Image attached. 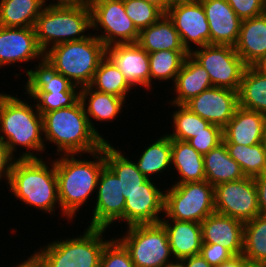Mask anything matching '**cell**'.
Masks as SVG:
<instances>
[{
  "mask_svg": "<svg viewBox=\"0 0 266 267\" xmlns=\"http://www.w3.org/2000/svg\"><path fill=\"white\" fill-rule=\"evenodd\" d=\"M83 155L64 154L58 155V158L54 157L62 220L65 217L69 224L76 220V214L82 211L87 203L93 204L98 178L106 165L104 145L97 151ZM92 197L93 200L89 201Z\"/></svg>",
  "mask_w": 266,
  "mask_h": 267,
  "instance_id": "1",
  "label": "cell"
},
{
  "mask_svg": "<svg viewBox=\"0 0 266 267\" xmlns=\"http://www.w3.org/2000/svg\"><path fill=\"white\" fill-rule=\"evenodd\" d=\"M30 99L6 93L0 101V139L16 159L45 154L42 115ZM18 150L22 152L17 155Z\"/></svg>",
  "mask_w": 266,
  "mask_h": 267,
  "instance_id": "2",
  "label": "cell"
},
{
  "mask_svg": "<svg viewBox=\"0 0 266 267\" xmlns=\"http://www.w3.org/2000/svg\"><path fill=\"white\" fill-rule=\"evenodd\" d=\"M44 158L16 159L13 163L7 188L11 195L26 207L35 208L51 217L61 205L58 198V181L52 153ZM50 158V159H49ZM53 215V216H52Z\"/></svg>",
  "mask_w": 266,
  "mask_h": 267,
  "instance_id": "3",
  "label": "cell"
},
{
  "mask_svg": "<svg viewBox=\"0 0 266 267\" xmlns=\"http://www.w3.org/2000/svg\"><path fill=\"white\" fill-rule=\"evenodd\" d=\"M45 155L47 144L57 148L53 155L87 154L106 143L90 126L81 100L71 107L42 114Z\"/></svg>",
  "mask_w": 266,
  "mask_h": 267,
  "instance_id": "4",
  "label": "cell"
},
{
  "mask_svg": "<svg viewBox=\"0 0 266 267\" xmlns=\"http://www.w3.org/2000/svg\"><path fill=\"white\" fill-rule=\"evenodd\" d=\"M83 230L76 237L52 239L31 254L40 267H100L103 248L113 238L106 235L110 230L88 226Z\"/></svg>",
  "mask_w": 266,
  "mask_h": 267,
  "instance_id": "5",
  "label": "cell"
},
{
  "mask_svg": "<svg viewBox=\"0 0 266 267\" xmlns=\"http://www.w3.org/2000/svg\"><path fill=\"white\" fill-rule=\"evenodd\" d=\"M34 29L37 43L43 52L60 43L83 40L92 33L90 7L46 4Z\"/></svg>",
  "mask_w": 266,
  "mask_h": 267,
  "instance_id": "6",
  "label": "cell"
},
{
  "mask_svg": "<svg viewBox=\"0 0 266 267\" xmlns=\"http://www.w3.org/2000/svg\"><path fill=\"white\" fill-rule=\"evenodd\" d=\"M106 56V46L93 34L83 40L57 44L44 57L75 86H89L99 63Z\"/></svg>",
  "mask_w": 266,
  "mask_h": 267,
  "instance_id": "7",
  "label": "cell"
},
{
  "mask_svg": "<svg viewBox=\"0 0 266 267\" xmlns=\"http://www.w3.org/2000/svg\"><path fill=\"white\" fill-rule=\"evenodd\" d=\"M125 228L121 235L115 237L129 251L135 267H162L174 260L167 232L161 222Z\"/></svg>",
  "mask_w": 266,
  "mask_h": 267,
  "instance_id": "8",
  "label": "cell"
},
{
  "mask_svg": "<svg viewBox=\"0 0 266 267\" xmlns=\"http://www.w3.org/2000/svg\"><path fill=\"white\" fill-rule=\"evenodd\" d=\"M166 188L162 219L201 223L215 212L214 186L206 180L170 184Z\"/></svg>",
  "mask_w": 266,
  "mask_h": 267,
  "instance_id": "9",
  "label": "cell"
},
{
  "mask_svg": "<svg viewBox=\"0 0 266 267\" xmlns=\"http://www.w3.org/2000/svg\"><path fill=\"white\" fill-rule=\"evenodd\" d=\"M89 7L91 31L106 47L137 43L140 31L125 13L123 0H90Z\"/></svg>",
  "mask_w": 266,
  "mask_h": 267,
  "instance_id": "10",
  "label": "cell"
},
{
  "mask_svg": "<svg viewBox=\"0 0 266 267\" xmlns=\"http://www.w3.org/2000/svg\"><path fill=\"white\" fill-rule=\"evenodd\" d=\"M189 55L209 74L212 86L238 91L247 67L230 45H206L193 49Z\"/></svg>",
  "mask_w": 266,
  "mask_h": 267,
  "instance_id": "11",
  "label": "cell"
},
{
  "mask_svg": "<svg viewBox=\"0 0 266 267\" xmlns=\"http://www.w3.org/2000/svg\"><path fill=\"white\" fill-rule=\"evenodd\" d=\"M215 212L247 222L260 214L255 181L251 177L214 186Z\"/></svg>",
  "mask_w": 266,
  "mask_h": 267,
  "instance_id": "12",
  "label": "cell"
},
{
  "mask_svg": "<svg viewBox=\"0 0 266 267\" xmlns=\"http://www.w3.org/2000/svg\"><path fill=\"white\" fill-rule=\"evenodd\" d=\"M94 196L88 227L112 229V225L124 223L125 197L121 193L120 180L107 165L100 172Z\"/></svg>",
  "mask_w": 266,
  "mask_h": 267,
  "instance_id": "13",
  "label": "cell"
},
{
  "mask_svg": "<svg viewBox=\"0 0 266 267\" xmlns=\"http://www.w3.org/2000/svg\"><path fill=\"white\" fill-rule=\"evenodd\" d=\"M160 185V186H159ZM164 183L147 179L139 189L125 199L124 224L126 227L139 224L159 223L164 215Z\"/></svg>",
  "mask_w": 266,
  "mask_h": 267,
  "instance_id": "14",
  "label": "cell"
},
{
  "mask_svg": "<svg viewBox=\"0 0 266 267\" xmlns=\"http://www.w3.org/2000/svg\"><path fill=\"white\" fill-rule=\"evenodd\" d=\"M166 14L189 53L195 48L210 45L209 24L201 2L171 6Z\"/></svg>",
  "mask_w": 266,
  "mask_h": 267,
  "instance_id": "15",
  "label": "cell"
},
{
  "mask_svg": "<svg viewBox=\"0 0 266 267\" xmlns=\"http://www.w3.org/2000/svg\"><path fill=\"white\" fill-rule=\"evenodd\" d=\"M43 57L44 52L37 43L34 27L0 26V69L38 62Z\"/></svg>",
  "mask_w": 266,
  "mask_h": 267,
  "instance_id": "16",
  "label": "cell"
},
{
  "mask_svg": "<svg viewBox=\"0 0 266 267\" xmlns=\"http://www.w3.org/2000/svg\"><path fill=\"white\" fill-rule=\"evenodd\" d=\"M185 106L210 124L223 129L238 107V91L213 86L192 98Z\"/></svg>",
  "mask_w": 266,
  "mask_h": 267,
  "instance_id": "17",
  "label": "cell"
},
{
  "mask_svg": "<svg viewBox=\"0 0 266 267\" xmlns=\"http://www.w3.org/2000/svg\"><path fill=\"white\" fill-rule=\"evenodd\" d=\"M106 56L135 90H150L149 53L138 43L110 45L106 47Z\"/></svg>",
  "mask_w": 266,
  "mask_h": 267,
  "instance_id": "18",
  "label": "cell"
},
{
  "mask_svg": "<svg viewBox=\"0 0 266 267\" xmlns=\"http://www.w3.org/2000/svg\"><path fill=\"white\" fill-rule=\"evenodd\" d=\"M210 29V45L235 46L242 20L226 0H202Z\"/></svg>",
  "mask_w": 266,
  "mask_h": 267,
  "instance_id": "19",
  "label": "cell"
},
{
  "mask_svg": "<svg viewBox=\"0 0 266 267\" xmlns=\"http://www.w3.org/2000/svg\"><path fill=\"white\" fill-rule=\"evenodd\" d=\"M222 135L225 144L251 146L262 143L266 135V116L238 106L222 129Z\"/></svg>",
  "mask_w": 266,
  "mask_h": 267,
  "instance_id": "20",
  "label": "cell"
},
{
  "mask_svg": "<svg viewBox=\"0 0 266 267\" xmlns=\"http://www.w3.org/2000/svg\"><path fill=\"white\" fill-rule=\"evenodd\" d=\"M202 242L221 244L234 256L243 253L244 222L230 216L212 213L201 222Z\"/></svg>",
  "mask_w": 266,
  "mask_h": 267,
  "instance_id": "21",
  "label": "cell"
},
{
  "mask_svg": "<svg viewBox=\"0 0 266 267\" xmlns=\"http://www.w3.org/2000/svg\"><path fill=\"white\" fill-rule=\"evenodd\" d=\"M80 100L83 104L85 114L88 117L91 128L105 141L111 142V140L104 137V133L100 134V131L95 122L107 124V122L113 123L117 117L122 115L125 111L127 102L118 96L99 92L90 86L82 87L80 90ZM124 107V108H123ZM124 110V111H122ZM94 120V121H93ZM93 121V122H92ZM113 121V122H111ZM96 126V127H95ZM98 129V130H97Z\"/></svg>",
  "mask_w": 266,
  "mask_h": 267,
  "instance_id": "22",
  "label": "cell"
},
{
  "mask_svg": "<svg viewBox=\"0 0 266 267\" xmlns=\"http://www.w3.org/2000/svg\"><path fill=\"white\" fill-rule=\"evenodd\" d=\"M213 87L208 72L188 55L169 91L174 95L167 104L185 105L192 98ZM171 99V100H170Z\"/></svg>",
  "mask_w": 266,
  "mask_h": 267,
  "instance_id": "23",
  "label": "cell"
},
{
  "mask_svg": "<svg viewBox=\"0 0 266 267\" xmlns=\"http://www.w3.org/2000/svg\"><path fill=\"white\" fill-rule=\"evenodd\" d=\"M167 232L170 250L174 260L199 255L202 246L201 223L161 219Z\"/></svg>",
  "mask_w": 266,
  "mask_h": 267,
  "instance_id": "24",
  "label": "cell"
},
{
  "mask_svg": "<svg viewBox=\"0 0 266 267\" xmlns=\"http://www.w3.org/2000/svg\"><path fill=\"white\" fill-rule=\"evenodd\" d=\"M170 184H184L206 180L204 158L187 141L171 140ZM175 173V177L172 174ZM177 174V175H176Z\"/></svg>",
  "mask_w": 266,
  "mask_h": 267,
  "instance_id": "25",
  "label": "cell"
},
{
  "mask_svg": "<svg viewBox=\"0 0 266 267\" xmlns=\"http://www.w3.org/2000/svg\"><path fill=\"white\" fill-rule=\"evenodd\" d=\"M35 67H30L23 69L25 73H16L17 78L19 75L25 74V83L23 94H27L29 98L34 93H53V92H70L75 85L70 82L62 74H59L56 69L50 64V62L43 57L37 64H34Z\"/></svg>",
  "mask_w": 266,
  "mask_h": 267,
  "instance_id": "26",
  "label": "cell"
},
{
  "mask_svg": "<svg viewBox=\"0 0 266 267\" xmlns=\"http://www.w3.org/2000/svg\"><path fill=\"white\" fill-rule=\"evenodd\" d=\"M235 51L247 66L266 55V12L242 20Z\"/></svg>",
  "mask_w": 266,
  "mask_h": 267,
  "instance_id": "27",
  "label": "cell"
},
{
  "mask_svg": "<svg viewBox=\"0 0 266 267\" xmlns=\"http://www.w3.org/2000/svg\"><path fill=\"white\" fill-rule=\"evenodd\" d=\"M157 138L154 141H150L149 143L151 144L148 143L146 146H144L145 149L140 151V155H135L138 157L137 159L134 157L132 159H134L138 170L147 179H153L158 182L160 179L157 177L162 179L163 177L166 178L167 176L169 178V173L172 172L170 170L172 156L171 138L166 133H162V135L157 136ZM164 173H168V175L165 176Z\"/></svg>",
  "mask_w": 266,
  "mask_h": 267,
  "instance_id": "28",
  "label": "cell"
},
{
  "mask_svg": "<svg viewBox=\"0 0 266 267\" xmlns=\"http://www.w3.org/2000/svg\"><path fill=\"white\" fill-rule=\"evenodd\" d=\"M119 149V146L113 145L111 142L104 144V156L106 165L115 173L120 180L121 193L125 199L128 195L147 180V178L138 170L133 159Z\"/></svg>",
  "mask_w": 266,
  "mask_h": 267,
  "instance_id": "29",
  "label": "cell"
},
{
  "mask_svg": "<svg viewBox=\"0 0 266 267\" xmlns=\"http://www.w3.org/2000/svg\"><path fill=\"white\" fill-rule=\"evenodd\" d=\"M137 43L148 53L162 50H186L167 14L162 15L154 24L142 29Z\"/></svg>",
  "mask_w": 266,
  "mask_h": 267,
  "instance_id": "30",
  "label": "cell"
},
{
  "mask_svg": "<svg viewBox=\"0 0 266 267\" xmlns=\"http://www.w3.org/2000/svg\"><path fill=\"white\" fill-rule=\"evenodd\" d=\"M203 158L206 181L213 186L245 177L240 165L229 156L223 141L205 154Z\"/></svg>",
  "mask_w": 266,
  "mask_h": 267,
  "instance_id": "31",
  "label": "cell"
},
{
  "mask_svg": "<svg viewBox=\"0 0 266 267\" xmlns=\"http://www.w3.org/2000/svg\"><path fill=\"white\" fill-rule=\"evenodd\" d=\"M45 0H0V26L34 27Z\"/></svg>",
  "mask_w": 266,
  "mask_h": 267,
  "instance_id": "32",
  "label": "cell"
},
{
  "mask_svg": "<svg viewBox=\"0 0 266 267\" xmlns=\"http://www.w3.org/2000/svg\"><path fill=\"white\" fill-rule=\"evenodd\" d=\"M188 55L189 52L187 50H162L149 53L151 89L149 93L152 91L153 87V89H155L154 84L157 82L170 83L169 81H171L173 85Z\"/></svg>",
  "mask_w": 266,
  "mask_h": 267,
  "instance_id": "33",
  "label": "cell"
},
{
  "mask_svg": "<svg viewBox=\"0 0 266 267\" xmlns=\"http://www.w3.org/2000/svg\"><path fill=\"white\" fill-rule=\"evenodd\" d=\"M238 106L266 116V77L247 66L238 90Z\"/></svg>",
  "mask_w": 266,
  "mask_h": 267,
  "instance_id": "34",
  "label": "cell"
},
{
  "mask_svg": "<svg viewBox=\"0 0 266 267\" xmlns=\"http://www.w3.org/2000/svg\"><path fill=\"white\" fill-rule=\"evenodd\" d=\"M89 86L99 92L123 98L126 102L129 100L127 98L131 95V90L135 92L122 72L107 56L99 63Z\"/></svg>",
  "mask_w": 266,
  "mask_h": 267,
  "instance_id": "35",
  "label": "cell"
},
{
  "mask_svg": "<svg viewBox=\"0 0 266 267\" xmlns=\"http://www.w3.org/2000/svg\"><path fill=\"white\" fill-rule=\"evenodd\" d=\"M174 111L171 113L172 122L169 123L173 128L172 132L166 133L171 140L188 141L189 139L196 137V134L200 132H207V127L210 123L204 120L196 113H193L185 105L170 104Z\"/></svg>",
  "mask_w": 266,
  "mask_h": 267,
  "instance_id": "36",
  "label": "cell"
},
{
  "mask_svg": "<svg viewBox=\"0 0 266 267\" xmlns=\"http://www.w3.org/2000/svg\"><path fill=\"white\" fill-rule=\"evenodd\" d=\"M242 255L248 261L266 263V215L244 223Z\"/></svg>",
  "mask_w": 266,
  "mask_h": 267,
  "instance_id": "37",
  "label": "cell"
},
{
  "mask_svg": "<svg viewBox=\"0 0 266 267\" xmlns=\"http://www.w3.org/2000/svg\"><path fill=\"white\" fill-rule=\"evenodd\" d=\"M229 156L241 167L245 177H257L266 171L265 142L251 146L225 144Z\"/></svg>",
  "mask_w": 266,
  "mask_h": 267,
  "instance_id": "38",
  "label": "cell"
},
{
  "mask_svg": "<svg viewBox=\"0 0 266 267\" xmlns=\"http://www.w3.org/2000/svg\"><path fill=\"white\" fill-rule=\"evenodd\" d=\"M80 90V87L75 86L70 92L34 93L30 98L34 100L37 110L42 115L75 105L80 100Z\"/></svg>",
  "mask_w": 266,
  "mask_h": 267,
  "instance_id": "39",
  "label": "cell"
},
{
  "mask_svg": "<svg viewBox=\"0 0 266 267\" xmlns=\"http://www.w3.org/2000/svg\"><path fill=\"white\" fill-rule=\"evenodd\" d=\"M125 13L141 31L154 24L164 13L145 0H123Z\"/></svg>",
  "mask_w": 266,
  "mask_h": 267,
  "instance_id": "40",
  "label": "cell"
},
{
  "mask_svg": "<svg viewBox=\"0 0 266 267\" xmlns=\"http://www.w3.org/2000/svg\"><path fill=\"white\" fill-rule=\"evenodd\" d=\"M100 267H135L129 251L115 235L103 248Z\"/></svg>",
  "mask_w": 266,
  "mask_h": 267,
  "instance_id": "41",
  "label": "cell"
},
{
  "mask_svg": "<svg viewBox=\"0 0 266 267\" xmlns=\"http://www.w3.org/2000/svg\"><path fill=\"white\" fill-rule=\"evenodd\" d=\"M223 140L222 128L215 124L207 127V132H200L196 137L187 142L201 155L207 154L211 149L219 145Z\"/></svg>",
  "mask_w": 266,
  "mask_h": 267,
  "instance_id": "42",
  "label": "cell"
},
{
  "mask_svg": "<svg viewBox=\"0 0 266 267\" xmlns=\"http://www.w3.org/2000/svg\"><path fill=\"white\" fill-rule=\"evenodd\" d=\"M241 19H250L266 12L265 0H226Z\"/></svg>",
  "mask_w": 266,
  "mask_h": 267,
  "instance_id": "43",
  "label": "cell"
},
{
  "mask_svg": "<svg viewBox=\"0 0 266 267\" xmlns=\"http://www.w3.org/2000/svg\"><path fill=\"white\" fill-rule=\"evenodd\" d=\"M200 255L212 266L217 267L234 255L221 244L202 243Z\"/></svg>",
  "mask_w": 266,
  "mask_h": 267,
  "instance_id": "44",
  "label": "cell"
},
{
  "mask_svg": "<svg viewBox=\"0 0 266 267\" xmlns=\"http://www.w3.org/2000/svg\"><path fill=\"white\" fill-rule=\"evenodd\" d=\"M15 160L16 158L9 152L4 142L0 139V182L5 180L7 186Z\"/></svg>",
  "mask_w": 266,
  "mask_h": 267,
  "instance_id": "45",
  "label": "cell"
},
{
  "mask_svg": "<svg viewBox=\"0 0 266 267\" xmlns=\"http://www.w3.org/2000/svg\"><path fill=\"white\" fill-rule=\"evenodd\" d=\"M253 179L257 190L260 214L266 215V171Z\"/></svg>",
  "mask_w": 266,
  "mask_h": 267,
  "instance_id": "46",
  "label": "cell"
},
{
  "mask_svg": "<svg viewBox=\"0 0 266 267\" xmlns=\"http://www.w3.org/2000/svg\"><path fill=\"white\" fill-rule=\"evenodd\" d=\"M181 261L183 267H212L200 254L185 258Z\"/></svg>",
  "mask_w": 266,
  "mask_h": 267,
  "instance_id": "47",
  "label": "cell"
},
{
  "mask_svg": "<svg viewBox=\"0 0 266 267\" xmlns=\"http://www.w3.org/2000/svg\"><path fill=\"white\" fill-rule=\"evenodd\" d=\"M45 2L47 5H52V6H79V5H89L90 0H52V1L45 0Z\"/></svg>",
  "mask_w": 266,
  "mask_h": 267,
  "instance_id": "48",
  "label": "cell"
},
{
  "mask_svg": "<svg viewBox=\"0 0 266 267\" xmlns=\"http://www.w3.org/2000/svg\"><path fill=\"white\" fill-rule=\"evenodd\" d=\"M247 259L241 254L233 256L230 260L225 261L217 267H243Z\"/></svg>",
  "mask_w": 266,
  "mask_h": 267,
  "instance_id": "49",
  "label": "cell"
},
{
  "mask_svg": "<svg viewBox=\"0 0 266 267\" xmlns=\"http://www.w3.org/2000/svg\"><path fill=\"white\" fill-rule=\"evenodd\" d=\"M26 259H23L19 261V264L17 262V264L15 265L14 263L13 266H9V267H40L38 261L35 259V257L30 254V256H25Z\"/></svg>",
  "mask_w": 266,
  "mask_h": 267,
  "instance_id": "50",
  "label": "cell"
},
{
  "mask_svg": "<svg viewBox=\"0 0 266 267\" xmlns=\"http://www.w3.org/2000/svg\"><path fill=\"white\" fill-rule=\"evenodd\" d=\"M145 1L159 8L164 14H166L168 9L171 7V0H145Z\"/></svg>",
  "mask_w": 266,
  "mask_h": 267,
  "instance_id": "51",
  "label": "cell"
},
{
  "mask_svg": "<svg viewBox=\"0 0 266 267\" xmlns=\"http://www.w3.org/2000/svg\"><path fill=\"white\" fill-rule=\"evenodd\" d=\"M253 67L266 77V55L258 60Z\"/></svg>",
  "mask_w": 266,
  "mask_h": 267,
  "instance_id": "52",
  "label": "cell"
},
{
  "mask_svg": "<svg viewBox=\"0 0 266 267\" xmlns=\"http://www.w3.org/2000/svg\"><path fill=\"white\" fill-rule=\"evenodd\" d=\"M202 0H171V6L177 4H190V3H200Z\"/></svg>",
  "mask_w": 266,
  "mask_h": 267,
  "instance_id": "53",
  "label": "cell"
},
{
  "mask_svg": "<svg viewBox=\"0 0 266 267\" xmlns=\"http://www.w3.org/2000/svg\"><path fill=\"white\" fill-rule=\"evenodd\" d=\"M243 267H266L265 262H252L246 260Z\"/></svg>",
  "mask_w": 266,
  "mask_h": 267,
  "instance_id": "54",
  "label": "cell"
},
{
  "mask_svg": "<svg viewBox=\"0 0 266 267\" xmlns=\"http://www.w3.org/2000/svg\"><path fill=\"white\" fill-rule=\"evenodd\" d=\"M162 267H183L181 260H173L172 262L166 263Z\"/></svg>",
  "mask_w": 266,
  "mask_h": 267,
  "instance_id": "55",
  "label": "cell"
},
{
  "mask_svg": "<svg viewBox=\"0 0 266 267\" xmlns=\"http://www.w3.org/2000/svg\"><path fill=\"white\" fill-rule=\"evenodd\" d=\"M6 92L4 91L3 93H0V101L2 100V98L5 96Z\"/></svg>",
  "mask_w": 266,
  "mask_h": 267,
  "instance_id": "56",
  "label": "cell"
}]
</instances>
